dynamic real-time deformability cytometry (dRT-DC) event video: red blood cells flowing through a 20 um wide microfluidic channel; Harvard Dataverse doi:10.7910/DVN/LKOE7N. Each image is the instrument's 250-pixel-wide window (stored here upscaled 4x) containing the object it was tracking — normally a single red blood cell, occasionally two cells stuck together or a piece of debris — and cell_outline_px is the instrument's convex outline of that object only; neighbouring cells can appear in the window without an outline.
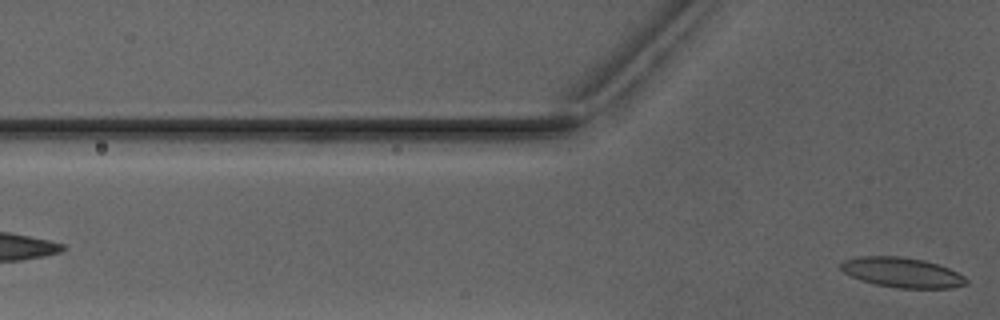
{"species": "Egyptian fruit bat (a non-hibernating species)", "species_latin": "Rousettus aegyptiacus", "temperature_condition": "warm", "stored_images_in_passage": 5, "camera_frame_rate_fps": 3000, "um_per_image_px": 0.085, "animal": {"sex": "male"}, "frame": {"image": 1, "passage_image": 5, "time_ms": 5.667, "image_size_px": [1000, 320], "cell_outline_px": [[968, 284], [948, 288], [900, 288], [876, 284], [860, 280], [844, 272], [840, 268], [840, 264], [844, 260], [856, 256], [900, 256], [924, 260], [948, 268], [964, 276], [968, 280]], "centroid_in_image_um": [76.66, 23.15], "position_along_channel_um": 49.1, "area_um2": 21.79}}